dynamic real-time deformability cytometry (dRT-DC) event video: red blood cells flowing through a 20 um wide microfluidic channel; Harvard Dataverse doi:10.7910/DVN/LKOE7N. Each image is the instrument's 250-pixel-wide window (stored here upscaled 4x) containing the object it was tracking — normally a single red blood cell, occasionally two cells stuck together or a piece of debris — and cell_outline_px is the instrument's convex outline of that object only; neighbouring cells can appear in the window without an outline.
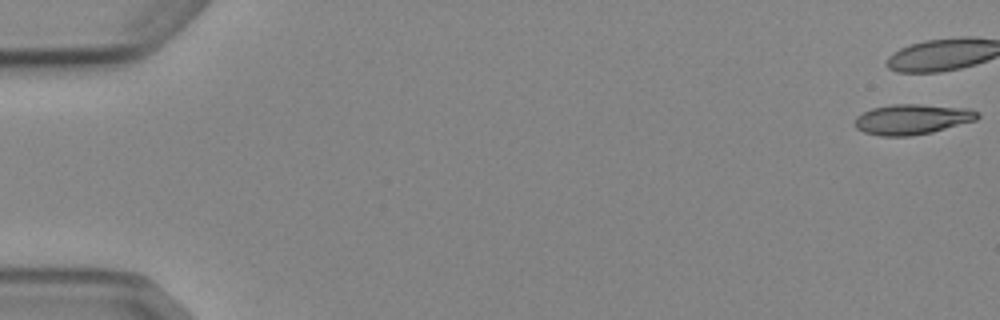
{"species": "Egyptian fruit bat (a non-hibernating species)", "species_latin": "Rousettus aegyptiacus", "temperature_condition": "cold", "stored_images_in_passage": 5, "camera_frame_rate_fps": 3000, "um_per_image_px": 0.085, "animal": {"sex": "female"}, "frame": {"image": 1, "passage_image": 1, "time_ms": 0.0, "image_size_px": [1000, 320], "cell_outline_px": [[980, 116], [976, 120], [932, 132], [912, 136], [880, 136], [864, 132], [856, 128], [856, 116], [872, 108], [892, 104], [920, 104], [972, 108], [980, 112]], "centroid_in_image_um": [77.58, 10.13], "position_along_channel_um": 7.4, "area_um2": 21.79}}